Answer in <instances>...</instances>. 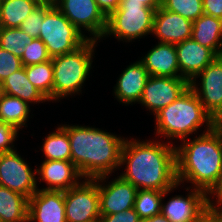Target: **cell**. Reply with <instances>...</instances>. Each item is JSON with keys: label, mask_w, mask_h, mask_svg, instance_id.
Here are the masks:
<instances>
[{"label": "cell", "mask_w": 222, "mask_h": 222, "mask_svg": "<svg viewBox=\"0 0 222 222\" xmlns=\"http://www.w3.org/2000/svg\"><path fill=\"white\" fill-rule=\"evenodd\" d=\"M147 141V142H146ZM124 141L120 167L126 165L119 176L137 189L165 191L174 187L176 176V150L173 143L160 141Z\"/></svg>", "instance_id": "cell-1"}, {"label": "cell", "mask_w": 222, "mask_h": 222, "mask_svg": "<svg viewBox=\"0 0 222 222\" xmlns=\"http://www.w3.org/2000/svg\"><path fill=\"white\" fill-rule=\"evenodd\" d=\"M183 140L176 150V176L181 185L186 181L193 188L208 194L217 184L222 169V124L203 131L193 140Z\"/></svg>", "instance_id": "cell-2"}, {"label": "cell", "mask_w": 222, "mask_h": 222, "mask_svg": "<svg viewBox=\"0 0 222 222\" xmlns=\"http://www.w3.org/2000/svg\"><path fill=\"white\" fill-rule=\"evenodd\" d=\"M62 126L68 132L71 161L84 179L111 175L120 168L125 138L85 125Z\"/></svg>", "instance_id": "cell-3"}, {"label": "cell", "mask_w": 222, "mask_h": 222, "mask_svg": "<svg viewBox=\"0 0 222 222\" xmlns=\"http://www.w3.org/2000/svg\"><path fill=\"white\" fill-rule=\"evenodd\" d=\"M156 133L171 139H188L206 124L211 131L218 123L204 109L195 92L189 87L179 98L155 114ZM196 132V133H195Z\"/></svg>", "instance_id": "cell-4"}, {"label": "cell", "mask_w": 222, "mask_h": 222, "mask_svg": "<svg viewBox=\"0 0 222 222\" xmlns=\"http://www.w3.org/2000/svg\"><path fill=\"white\" fill-rule=\"evenodd\" d=\"M98 41L87 40L75 51L52 58L54 81L53 101L80 94L82 86L89 78L92 69V59ZM88 76V77H87Z\"/></svg>", "instance_id": "cell-5"}, {"label": "cell", "mask_w": 222, "mask_h": 222, "mask_svg": "<svg viewBox=\"0 0 222 222\" xmlns=\"http://www.w3.org/2000/svg\"><path fill=\"white\" fill-rule=\"evenodd\" d=\"M156 10L143 2H120L119 7L107 17L103 38L114 36L119 41L132 42L153 32Z\"/></svg>", "instance_id": "cell-6"}, {"label": "cell", "mask_w": 222, "mask_h": 222, "mask_svg": "<svg viewBox=\"0 0 222 222\" xmlns=\"http://www.w3.org/2000/svg\"><path fill=\"white\" fill-rule=\"evenodd\" d=\"M39 38L51 58L73 52L88 40L55 5L44 16Z\"/></svg>", "instance_id": "cell-7"}, {"label": "cell", "mask_w": 222, "mask_h": 222, "mask_svg": "<svg viewBox=\"0 0 222 222\" xmlns=\"http://www.w3.org/2000/svg\"><path fill=\"white\" fill-rule=\"evenodd\" d=\"M64 204L67 222H99L98 177L64 191Z\"/></svg>", "instance_id": "cell-8"}, {"label": "cell", "mask_w": 222, "mask_h": 222, "mask_svg": "<svg viewBox=\"0 0 222 222\" xmlns=\"http://www.w3.org/2000/svg\"><path fill=\"white\" fill-rule=\"evenodd\" d=\"M56 8L88 39L99 41L107 26V17L99 9L95 0H52ZM92 36V37H90Z\"/></svg>", "instance_id": "cell-9"}, {"label": "cell", "mask_w": 222, "mask_h": 222, "mask_svg": "<svg viewBox=\"0 0 222 222\" xmlns=\"http://www.w3.org/2000/svg\"><path fill=\"white\" fill-rule=\"evenodd\" d=\"M197 78H200L201 83L197 82ZM189 86L204 109L218 124H222V56L214 59L189 83Z\"/></svg>", "instance_id": "cell-10"}, {"label": "cell", "mask_w": 222, "mask_h": 222, "mask_svg": "<svg viewBox=\"0 0 222 222\" xmlns=\"http://www.w3.org/2000/svg\"><path fill=\"white\" fill-rule=\"evenodd\" d=\"M36 169L32 170L17 150L0 153V186L28 199L38 190Z\"/></svg>", "instance_id": "cell-11"}, {"label": "cell", "mask_w": 222, "mask_h": 222, "mask_svg": "<svg viewBox=\"0 0 222 222\" xmlns=\"http://www.w3.org/2000/svg\"><path fill=\"white\" fill-rule=\"evenodd\" d=\"M189 87V82L184 78L150 76L139 103L155 115Z\"/></svg>", "instance_id": "cell-12"}, {"label": "cell", "mask_w": 222, "mask_h": 222, "mask_svg": "<svg viewBox=\"0 0 222 222\" xmlns=\"http://www.w3.org/2000/svg\"><path fill=\"white\" fill-rule=\"evenodd\" d=\"M108 176L98 177L100 215H111L134 208L137 188L120 176L104 184Z\"/></svg>", "instance_id": "cell-13"}, {"label": "cell", "mask_w": 222, "mask_h": 222, "mask_svg": "<svg viewBox=\"0 0 222 222\" xmlns=\"http://www.w3.org/2000/svg\"><path fill=\"white\" fill-rule=\"evenodd\" d=\"M191 188L186 197L177 195L162 203L161 213L171 222H201L208 214V195Z\"/></svg>", "instance_id": "cell-14"}, {"label": "cell", "mask_w": 222, "mask_h": 222, "mask_svg": "<svg viewBox=\"0 0 222 222\" xmlns=\"http://www.w3.org/2000/svg\"><path fill=\"white\" fill-rule=\"evenodd\" d=\"M28 222H67L64 191L38 189L28 200Z\"/></svg>", "instance_id": "cell-15"}, {"label": "cell", "mask_w": 222, "mask_h": 222, "mask_svg": "<svg viewBox=\"0 0 222 222\" xmlns=\"http://www.w3.org/2000/svg\"><path fill=\"white\" fill-rule=\"evenodd\" d=\"M40 165L36 168V174L40 176L37 179L48 185L41 190L66 191L84 179L72 161L43 160Z\"/></svg>", "instance_id": "cell-16"}, {"label": "cell", "mask_w": 222, "mask_h": 222, "mask_svg": "<svg viewBox=\"0 0 222 222\" xmlns=\"http://www.w3.org/2000/svg\"><path fill=\"white\" fill-rule=\"evenodd\" d=\"M180 75L189 83L218 56L192 38L175 45Z\"/></svg>", "instance_id": "cell-17"}, {"label": "cell", "mask_w": 222, "mask_h": 222, "mask_svg": "<svg viewBox=\"0 0 222 222\" xmlns=\"http://www.w3.org/2000/svg\"><path fill=\"white\" fill-rule=\"evenodd\" d=\"M193 22L181 15L159 7L154 15V36L161 43L179 44L192 36Z\"/></svg>", "instance_id": "cell-18"}, {"label": "cell", "mask_w": 222, "mask_h": 222, "mask_svg": "<svg viewBox=\"0 0 222 222\" xmlns=\"http://www.w3.org/2000/svg\"><path fill=\"white\" fill-rule=\"evenodd\" d=\"M149 77V73L140 60L128 65L120 74L116 86H114L113 94L115 98L125 105H132L137 102L139 104Z\"/></svg>", "instance_id": "cell-19"}, {"label": "cell", "mask_w": 222, "mask_h": 222, "mask_svg": "<svg viewBox=\"0 0 222 222\" xmlns=\"http://www.w3.org/2000/svg\"><path fill=\"white\" fill-rule=\"evenodd\" d=\"M140 61L150 76L182 78L174 44L158 42Z\"/></svg>", "instance_id": "cell-20"}, {"label": "cell", "mask_w": 222, "mask_h": 222, "mask_svg": "<svg viewBox=\"0 0 222 222\" xmlns=\"http://www.w3.org/2000/svg\"><path fill=\"white\" fill-rule=\"evenodd\" d=\"M191 38L211 49L217 56H222V19L201 15L193 21Z\"/></svg>", "instance_id": "cell-21"}, {"label": "cell", "mask_w": 222, "mask_h": 222, "mask_svg": "<svg viewBox=\"0 0 222 222\" xmlns=\"http://www.w3.org/2000/svg\"><path fill=\"white\" fill-rule=\"evenodd\" d=\"M2 93L15 96L31 104L49 101L27 78L24 66L8 76L1 84ZM34 102V103H33Z\"/></svg>", "instance_id": "cell-22"}, {"label": "cell", "mask_w": 222, "mask_h": 222, "mask_svg": "<svg viewBox=\"0 0 222 222\" xmlns=\"http://www.w3.org/2000/svg\"><path fill=\"white\" fill-rule=\"evenodd\" d=\"M28 198L0 186V222H28Z\"/></svg>", "instance_id": "cell-23"}, {"label": "cell", "mask_w": 222, "mask_h": 222, "mask_svg": "<svg viewBox=\"0 0 222 222\" xmlns=\"http://www.w3.org/2000/svg\"><path fill=\"white\" fill-rule=\"evenodd\" d=\"M43 0H0V27L19 28Z\"/></svg>", "instance_id": "cell-24"}, {"label": "cell", "mask_w": 222, "mask_h": 222, "mask_svg": "<svg viewBox=\"0 0 222 222\" xmlns=\"http://www.w3.org/2000/svg\"><path fill=\"white\" fill-rule=\"evenodd\" d=\"M30 104L15 96L0 93V120L17 130L26 127L29 120Z\"/></svg>", "instance_id": "cell-25"}, {"label": "cell", "mask_w": 222, "mask_h": 222, "mask_svg": "<svg viewBox=\"0 0 222 222\" xmlns=\"http://www.w3.org/2000/svg\"><path fill=\"white\" fill-rule=\"evenodd\" d=\"M180 184L165 191L137 189L134 210L138 213L139 219H148L161 213L162 202L167 194L176 189Z\"/></svg>", "instance_id": "cell-26"}, {"label": "cell", "mask_w": 222, "mask_h": 222, "mask_svg": "<svg viewBox=\"0 0 222 222\" xmlns=\"http://www.w3.org/2000/svg\"><path fill=\"white\" fill-rule=\"evenodd\" d=\"M42 150L45 160L71 161V148L68 132L63 126H58L43 139Z\"/></svg>", "instance_id": "cell-27"}, {"label": "cell", "mask_w": 222, "mask_h": 222, "mask_svg": "<svg viewBox=\"0 0 222 222\" xmlns=\"http://www.w3.org/2000/svg\"><path fill=\"white\" fill-rule=\"evenodd\" d=\"M28 80L49 101H53L54 72L52 59L35 65L24 66Z\"/></svg>", "instance_id": "cell-28"}, {"label": "cell", "mask_w": 222, "mask_h": 222, "mask_svg": "<svg viewBox=\"0 0 222 222\" xmlns=\"http://www.w3.org/2000/svg\"><path fill=\"white\" fill-rule=\"evenodd\" d=\"M33 39L20 28L0 27V48L20 58L26 45L32 43Z\"/></svg>", "instance_id": "cell-29"}, {"label": "cell", "mask_w": 222, "mask_h": 222, "mask_svg": "<svg viewBox=\"0 0 222 222\" xmlns=\"http://www.w3.org/2000/svg\"><path fill=\"white\" fill-rule=\"evenodd\" d=\"M161 7L192 22L204 14L202 0H162Z\"/></svg>", "instance_id": "cell-30"}, {"label": "cell", "mask_w": 222, "mask_h": 222, "mask_svg": "<svg viewBox=\"0 0 222 222\" xmlns=\"http://www.w3.org/2000/svg\"><path fill=\"white\" fill-rule=\"evenodd\" d=\"M54 6L52 0H43L21 23L20 29L33 38H39L45 14Z\"/></svg>", "instance_id": "cell-31"}, {"label": "cell", "mask_w": 222, "mask_h": 222, "mask_svg": "<svg viewBox=\"0 0 222 222\" xmlns=\"http://www.w3.org/2000/svg\"><path fill=\"white\" fill-rule=\"evenodd\" d=\"M46 45L40 38H34L33 42L24 48L21 62L23 66L35 65L51 60Z\"/></svg>", "instance_id": "cell-32"}, {"label": "cell", "mask_w": 222, "mask_h": 222, "mask_svg": "<svg viewBox=\"0 0 222 222\" xmlns=\"http://www.w3.org/2000/svg\"><path fill=\"white\" fill-rule=\"evenodd\" d=\"M23 67L21 58L0 48V84Z\"/></svg>", "instance_id": "cell-33"}, {"label": "cell", "mask_w": 222, "mask_h": 222, "mask_svg": "<svg viewBox=\"0 0 222 222\" xmlns=\"http://www.w3.org/2000/svg\"><path fill=\"white\" fill-rule=\"evenodd\" d=\"M15 127L3 123L0 120V153L11 152L14 149L13 143L18 137V132Z\"/></svg>", "instance_id": "cell-34"}, {"label": "cell", "mask_w": 222, "mask_h": 222, "mask_svg": "<svg viewBox=\"0 0 222 222\" xmlns=\"http://www.w3.org/2000/svg\"><path fill=\"white\" fill-rule=\"evenodd\" d=\"M138 213L132 209H127L111 215H101L99 222H139Z\"/></svg>", "instance_id": "cell-35"}, {"label": "cell", "mask_w": 222, "mask_h": 222, "mask_svg": "<svg viewBox=\"0 0 222 222\" xmlns=\"http://www.w3.org/2000/svg\"><path fill=\"white\" fill-rule=\"evenodd\" d=\"M203 13L222 19V0H202Z\"/></svg>", "instance_id": "cell-36"}, {"label": "cell", "mask_w": 222, "mask_h": 222, "mask_svg": "<svg viewBox=\"0 0 222 222\" xmlns=\"http://www.w3.org/2000/svg\"><path fill=\"white\" fill-rule=\"evenodd\" d=\"M208 214L217 222H222V199H208Z\"/></svg>", "instance_id": "cell-37"}, {"label": "cell", "mask_w": 222, "mask_h": 222, "mask_svg": "<svg viewBox=\"0 0 222 222\" xmlns=\"http://www.w3.org/2000/svg\"><path fill=\"white\" fill-rule=\"evenodd\" d=\"M95 2L103 14L108 17L119 7L121 0H95Z\"/></svg>", "instance_id": "cell-38"}, {"label": "cell", "mask_w": 222, "mask_h": 222, "mask_svg": "<svg viewBox=\"0 0 222 222\" xmlns=\"http://www.w3.org/2000/svg\"><path fill=\"white\" fill-rule=\"evenodd\" d=\"M207 195H209L208 199H210L211 197L213 198V196H215V198L222 199V169H221L220 178L216 186Z\"/></svg>", "instance_id": "cell-39"}, {"label": "cell", "mask_w": 222, "mask_h": 222, "mask_svg": "<svg viewBox=\"0 0 222 222\" xmlns=\"http://www.w3.org/2000/svg\"><path fill=\"white\" fill-rule=\"evenodd\" d=\"M121 2H143L147 7L155 10L162 6V0H121Z\"/></svg>", "instance_id": "cell-40"}, {"label": "cell", "mask_w": 222, "mask_h": 222, "mask_svg": "<svg viewBox=\"0 0 222 222\" xmlns=\"http://www.w3.org/2000/svg\"><path fill=\"white\" fill-rule=\"evenodd\" d=\"M139 222H171L162 213L148 219H142Z\"/></svg>", "instance_id": "cell-41"}, {"label": "cell", "mask_w": 222, "mask_h": 222, "mask_svg": "<svg viewBox=\"0 0 222 222\" xmlns=\"http://www.w3.org/2000/svg\"><path fill=\"white\" fill-rule=\"evenodd\" d=\"M201 222H217L215 219H213L209 214H207Z\"/></svg>", "instance_id": "cell-42"}]
</instances>
